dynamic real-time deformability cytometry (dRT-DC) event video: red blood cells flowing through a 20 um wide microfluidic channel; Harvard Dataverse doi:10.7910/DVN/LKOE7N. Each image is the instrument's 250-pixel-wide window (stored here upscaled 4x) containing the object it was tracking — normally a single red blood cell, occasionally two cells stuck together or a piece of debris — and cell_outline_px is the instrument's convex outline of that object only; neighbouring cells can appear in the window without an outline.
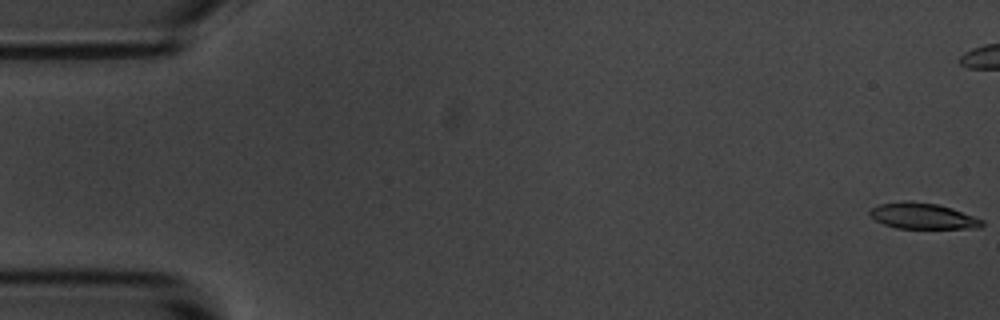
{"species": "common noctule bat (a hibernating species)", "species_latin": "Nyctalus noctula", "temperature_condition": "room temperature", "stored_images_in_passage": 5, "camera_frame_rate_fps": 3000, "um_per_image_px": 0.085, "animal": {"sex": "male", "body_mass_g": 20.1, "forearm_length_mm": 53.5}, "frame": {"image": 1, "passage_image": 1, "time_ms": 0.0, "image_size_px": [1000, 320], "cell_outline_px": [[984, 224], [980, 228], [896, 228], [884, 224], [876, 220], [868, 212], [872, 208], [880, 204], [904, 200], [908, 200], [936, 204], [952, 208], [984, 220]], "centroid_in_image_um": [78.44, 18.35], "position_along_channel_um": 6.6, "area_um2": 16.88}}